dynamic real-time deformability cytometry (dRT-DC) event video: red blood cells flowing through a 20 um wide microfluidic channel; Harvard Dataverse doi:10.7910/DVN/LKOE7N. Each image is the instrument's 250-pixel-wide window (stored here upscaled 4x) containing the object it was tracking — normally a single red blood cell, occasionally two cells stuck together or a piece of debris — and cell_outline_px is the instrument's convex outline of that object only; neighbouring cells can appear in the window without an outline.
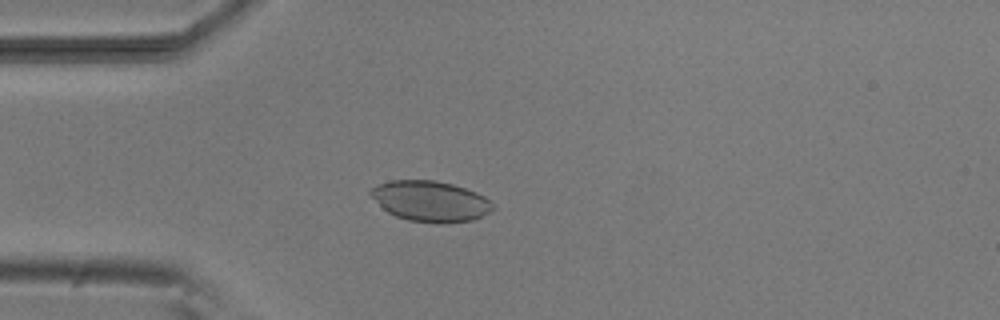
{"species": "common noctule bat (a hibernating species)", "species_latin": "Nyctalus noctula", "temperature_condition": "room temperature", "stored_images_in_passage": 1, "camera_frame_rate_fps": 3000, "um_per_image_px": 0.085, "animal": {"sex": "male", "body_mass_g": 20.5, "forearm_length_mm": 52.5}, "frame": {"image": 1, "passage_image": 1, "time_ms": 0.0, "image_size_px": [1000, 320], "cell_outline_px": [[496, 208], [472, 220], [440, 224], [408, 220], [396, 216], [388, 212], [368, 192], [376, 184], [392, 180], [436, 180], [452, 184], [476, 192], [484, 196]], "centroid_in_image_um": [36.58, 17.1], "position_along_channel_um": 48.4, "area_um2": 28.73}}